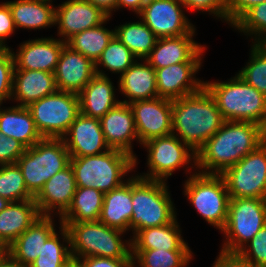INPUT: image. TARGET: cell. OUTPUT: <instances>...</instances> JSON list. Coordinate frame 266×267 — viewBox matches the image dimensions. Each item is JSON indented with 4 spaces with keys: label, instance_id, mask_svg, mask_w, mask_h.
I'll return each instance as SVG.
<instances>
[{
    "label": "cell",
    "instance_id": "cell-1",
    "mask_svg": "<svg viewBox=\"0 0 266 267\" xmlns=\"http://www.w3.org/2000/svg\"><path fill=\"white\" fill-rule=\"evenodd\" d=\"M266 140V130L248 121H225L196 152L200 173L222 174ZM208 171V172H207Z\"/></svg>",
    "mask_w": 266,
    "mask_h": 267
},
{
    "label": "cell",
    "instance_id": "cell-2",
    "mask_svg": "<svg viewBox=\"0 0 266 267\" xmlns=\"http://www.w3.org/2000/svg\"><path fill=\"white\" fill-rule=\"evenodd\" d=\"M215 99L203 87L199 92L172 100V133L197 152L223 125Z\"/></svg>",
    "mask_w": 266,
    "mask_h": 267
},
{
    "label": "cell",
    "instance_id": "cell-3",
    "mask_svg": "<svg viewBox=\"0 0 266 267\" xmlns=\"http://www.w3.org/2000/svg\"><path fill=\"white\" fill-rule=\"evenodd\" d=\"M225 121H248L266 130V96L236 75L229 81L204 82Z\"/></svg>",
    "mask_w": 266,
    "mask_h": 267
},
{
    "label": "cell",
    "instance_id": "cell-4",
    "mask_svg": "<svg viewBox=\"0 0 266 267\" xmlns=\"http://www.w3.org/2000/svg\"><path fill=\"white\" fill-rule=\"evenodd\" d=\"M60 223L69 231L72 258L98 256L133 259L131 241L124 244L120 236L125 232L121 230L109 227L100 221Z\"/></svg>",
    "mask_w": 266,
    "mask_h": 267
},
{
    "label": "cell",
    "instance_id": "cell-5",
    "mask_svg": "<svg viewBox=\"0 0 266 267\" xmlns=\"http://www.w3.org/2000/svg\"><path fill=\"white\" fill-rule=\"evenodd\" d=\"M70 165L77 187L94 188L107 193L122 185L123 176L135 167V158L117 149L99 155L71 157Z\"/></svg>",
    "mask_w": 266,
    "mask_h": 267
},
{
    "label": "cell",
    "instance_id": "cell-6",
    "mask_svg": "<svg viewBox=\"0 0 266 267\" xmlns=\"http://www.w3.org/2000/svg\"><path fill=\"white\" fill-rule=\"evenodd\" d=\"M161 180H148L132 176V207L130 229L134 235L148 227H159L176 219L174 205Z\"/></svg>",
    "mask_w": 266,
    "mask_h": 267
},
{
    "label": "cell",
    "instance_id": "cell-7",
    "mask_svg": "<svg viewBox=\"0 0 266 267\" xmlns=\"http://www.w3.org/2000/svg\"><path fill=\"white\" fill-rule=\"evenodd\" d=\"M70 160L62 138H43L27 148L16 164L27 190L35 197L51 177L70 165Z\"/></svg>",
    "mask_w": 266,
    "mask_h": 267
},
{
    "label": "cell",
    "instance_id": "cell-8",
    "mask_svg": "<svg viewBox=\"0 0 266 267\" xmlns=\"http://www.w3.org/2000/svg\"><path fill=\"white\" fill-rule=\"evenodd\" d=\"M185 195L197 212L222 230L227 221L230 196L221 174L194 173L186 180Z\"/></svg>",
    "mask_w": 266,
    "mask_h": 267
},
{
    "label": "cell",
    "instance_id": "cell-9",
    "mask_svg": "<svg viewBox=\"0 0 266 267\" xmlns=\"http://www.w3.org/2000/svg\"><path fill=\"white\" fill-rule=\"evenodd\" d=\"M266 224V198H230L223 252L237 253ZM246 244V245H245Z\"/></svg>",
    "mask_w": 266,
    "mask_h": 267
},
{
    "label": "cell",
    "instance_id": "cell-10",
    "mask_svg": "<svg viewBox=\"0 0 266 267\" xmlns=\"http://www.w3.org/2000/svg\"><path fill=\"white\" fill-rule=\"evenodd\" d=\"M43 138H62L80 114L78 94L56 91L27 106Z\"/></svg>",
    "mask_w": 266,
    "mask_h": 267
},
{
    "label": "cell",
    "instance_id": "cell-11",
    "mask_svg": "<svg viewBox=\"0 0 266 267\" xmlns=\"http://www.w3.org/2000/svg\"><path fill=\"white\" fill-rule=\"evenodd\" d=\"M221 175L230 198H266V140Z\"/></svg>",
    "mask_w": 266,
    "mask_h": 267
},
{
    "label": "cell",
    "instance_id": "cell-12",
    "mask_svg": "<svg viewBox=\"0 0 266 267\" xmlns=\"http://www.w3.org/2000/svg\"><path fill=\"white\" fill-rule=\"evenodd\" d=\"M178 136L174 132L167 136L151 139L142 144L148 149L147 164L149 165L150 173H144V175L139 177L148 180L166 181L175 169L191 163L192 159L194 167L196 166V152L182 142Z\"/></svg>",
    "mask_w": 266,
    "mask_h": 267
},
{
    "label": "cell",
    "instance_id": "cell-13",
    "mask_svg": "<svg viewBox=\"0 0 266 267\" xmlns=\"http://www.w3.org/2000/svg\"><path fill=\"white\" fill-rule=\"evenodd\" d=\"M179 0H146L138 14L143 23L158 37H175L191 33L195 28Z\"/></svg>",
    "mask_w": 266,
    "mask_h": 267
},
{
    "label": "cell",
    "instance_id": "cell-14",
    "mask_svg": "<svg viewBox=\"0 0 266 267\" xmlns=\"http://www.w3.org/2000/svg\"><path fill=\"white\" fill-rule=\"evenodd\" d=\"M140 144L172 134V100L156 97L129 104Z\"/></svg>",
    "mask_w": 266,
    "mask_h": 267
},
{
    "label": "cell",
    "instance_id": "cell-15",
    "mask_svg": "<svg viewBox=\"0 0 266 267\" xmlns=\"http://www.w3.org/2000/svg\"><path fill=\"white\" fill-rule=\"evenodd\" d=\"M201 64L181 62L155 69L158 97L175 100L199 92L204 87V82L194 75Z\"/></svg>",
    "mask_w": 266,
    "mask_h": 267
},
{
    "label": "cell",
    "instance_id": "cell-16",
    "mask_svg": "<svg viewBox=\"0 0 266 267\" xmlns=\"http://www.w3.org/2000/svg\"><path fill=\"white\" fill-rule=\"evenodd\" d=\"M62 139L71 157L99 155L110 150L105 142L100 120L81 113Z\"/></svg>",
    "mask_w": 266,
    "mask_h": 267
},
{
    "label": "cell",
    "instance_id": "cell-17",
    "mask_svg": "<svg viewBox=\"0 0 266 267\" xmlns=\"http://www.w3.org/2000/svg\"><path fill=\"white\" fill-rule=\"evenodd\" d=\"M96 75L95 63L65 45L54 71L58 91L79 94Z\"/></svg>",
    "mask_w": 266,
    "mask_h": 267
},
{
    "label": "cell",
    "instance_id": "cell-18",
    "mask_svg": "<svg viewBox=\"0 0 266 267\" xmlns=\"http://www.w3.org/2000/svg\"><path fill=\"white\" fill-rule=\"evenodd\" d=\"M195 29L185 35L158 38L145 60L155 69L181 62H201L205 47L195 43Z\"/></svg>",
    "mask_w": 266,
    "mask_h": 267
},
{
    "label": "cell",
    "instance_id": "cell-19",
    "mask_svg": "<svg viewBox=\"0 0 266 267\" xmlns=\"http://www.w3.org/2000/svg\"><path fill=\"white\" fill-rule=\"evenodd\" d=\"M107 18L105 13L86 0H69L56 7L55 24L59 25L58 34L66 42L74 34L94 28Z\"/></svg>",
    "mask_w": 266,
    "mask_h": 267
},
{
    "label": "cell",
    "instance_id": "cell-20",
    "mask_svg": "<svg viewBox=\"0 0 266 267\" xmlns=\"http://www.w3.org/2000/svg\"><path fill=\"white\" fill-rule=\"evenodd\" d=\"M101 129L105 142L110 149H117L126 152L137 158L132 151L131 142L138 139L135 120L129 104L119 102L111 108L101 119Z\"/></svg>",
    "mask_w": 266,
    "mask_h": 267
},
{
    "label": "cell",
    "instance_id": "cell-21",
    "mask_svg": "<svg viewBox=\"0 0 266 267\" xmlns=\"http://www.w3.org/2000/svg\"><path fill=\"white\" fill-rule=\"evenodd\" d=\"M66 42L54 38H38L21 44L19 51L12 52L14 70H42L54 73Z\"/></svg>",
    "mask_w": 266,
    "mask_h": 267
},
{
    "label": "cell",
    "instance_id": "cell-22",
    "mask_svg": "<svg viewBox=\"0 0 266 267\" xmlns=\"http://www.w3.org/2000/svg\"><path fill=\"white\" fill-rule=\"evenodd\" d=\"M76 189L75 174L71 165L57 172L34 197L41 216H51V212L57 209L61 217L71 205Z\"/></svg>",
    "mask_w": 266,
    "mask_h": 267
},
{
    "label": "cell",
    "instance_id": "cell-23",
    "mask_svg": "<svg viewBox=\"0 0 266 267\" xmlns=\"http://www.w3.org/2000/svg\"><path fill=\"white\" fill-rule=\"evenodd\" d=\"M55 230L51 216H40L7 248V252L22 266L29 267Z\"/></svg>",
    "mask_w": 266,
    "mask_h": 267
},
{
    "label": "cell",
    "instance_id": "cell-24",
    "mask_svg": "<svg viewBox=\"0 0 266 267\" xmlns=\"http://www.w3.org/2000/svg\"><path fill=\"white\" fill-rule=\"evenodd\" d=\"M40 216L34 199L9 202L0 212V243L7 249Z\"/></svg>",
    "mask_w": 266,
    "mask_h": 267
},
{
    "label": "cell",
    "instance_id": "cell-25",
    "mask_svg": "<svg viewBox=\"0 0 266 267\" xmlns=\"http://www.w3.org/2000/svg\"><path fill=\"white\" fill-rule=\"evenodd\" d=\"M102 70L78 94L80 113L91 118L101 119L120 101L115 99L114 86Z\"/></svg>",
    "mask_w": 266,
    "mask_h": 267
},
{
    "label": "cell",
    "instance_id": "cell-26",
    "mask_svg": "<svg viewBox=\"0 0 266 267\" xmlns=\"http://www.w3.org/2000/svg\"><path fill=\"white\" fill-rule=\"evenodd\" d=\"M57 91L54 73L42 70H14L12 99L27 107Z\"/></svg>",
    "mask_w": 266,
    "mask_h": 267
},
{
    "label": "cell",
    "instance_id": "cell-27",
    "mask_svg": "<svg viewBox=\"0 0 266 267\" xmlns=\"http://www.w3.org/2000/svg\"><path fill=\"white\" fill-rule=\"evenodd\" d=\"M119 87L120 91L129 99V101H120L125 104L158 97L155 68L146 60L142 64L138 63L136 59V61L120 75Z\"/></svg>",
    "mask_w": 266,
    "mask_h": 267
},
{
    "label": "cell",
    "instance_id": "cell-28",
    "mask_svg": "<svg viewBox=\"0 0 266 267\" xmlns=\"http://www.w3.org/2000/svg\"><path fill=\"white\" fill-rule=\"evenodd\" d=\"M130 178L119 187L104 193L99 218L103 224L123 232L130 230V220L133 213L132 177Z\"/></svg>",
    "mask_w": 266,
    "mask_h": 267
},
{
    "label": "cell",
    "instance_id": "cell-29",
    "mask_svg": "<svg viewBox=\"0 0 266 267\" xmlns=\"http://www.w3.org/2000/svg\"><path fill=\"white\" fill-rule=\"evenodd\" d=\"M0 132L19 141L26 148L43 139L28 108L18 105L4 110L0 107Z\"/></svg>",
    "mask_w": 266,
    "mask_h": 267
},
{
    "label": "cell",
    "instance_id": "cell-30",
    "mask_svg": "<svg viewBox=\"0 0 266 267\" xmlns=\"http://www.w3.org/2000/svg\"><path fill=\"white\" fill-rule=\"evenodd\" d=\"M9 5L16 28L41 29L55 25L56 9L48 1L16 0Z\"/></svg>",
    "mask_w": 266,
    "mask_h": 267
},
{
    "label": "cell",
    "instance_id": "cell-31",
    "mask_svg": "<svg viewBox=\"0 0 266 267\" xmlns=\"http://www.w3.org/2000/svg\"><path fill=\"white\" fill-rule=\"evenodd\" d=\"M173 222L140 230L131 240L132 249L190 250L181 237L179 225Z\"/></svg>",
    "mask_w": 266,
    "mask_h": 267
},
{
    "label": "cell",
    "instance_id": "cell-32",
    "mask_svg": "<svg viewBox=\"0 0 266 267\" xmlns=\"http://www.w3.org/2000/svg\"><path fill=\"white\" fill-rule=\"evenodd\" d=\"M104 193L94 188L77 187L71 205L60 222L99 221Z\"/></svg>",
    "mask_w": 266,
    "mask_h": 267
},
{
    "label": "cell",
    "instance_id": "cell-33",
    "mask_svg": "<svg viewBox=\"0 0 266 267\" xmlns=\"http://www.w3.org/2000/svg\"><path fill=\"white\" fill-rule=\"evenodd\" d=\"M107 20H109V17L94 28L74 34L66 41V45L96 63L104 49L115 36V30L110 31L104 28L103 24Z\"/></svg>",
    "mask_w": 266,
    "mask_h": 267
},
{
    "label": "cell",
    "instance_id": "cell-34",
    "mask_svg": "<svg viewBox=\"0 0 266 267\" xmlns=\"http://www.w3.org/2000/svg\"><path fill=\"white\" fill-rule=\"evenodd\" d=\"M115 36L136 57L144 59L156 45L158 37L143 23V21L125 23L115 29Z\"/></svg>",
    "mask_w": 266,
    "mask_h": 267
},
{
    "label": "cell",
    "instance_id": "cell-35",
    "mask_svg": "<svg viewBox=\"0 0 266 267\" xmlns=\"http://www.w3.org/2000/svg\"><path fill=\"white\" fill-rule=\"evenodd\" d=\"M191 250L132 249L134 267H185L192 259Z\"/></svg>",
    "mask_w": 266,
    "mask_h": 267
},
{
    "label": "cell",
    "instance_id": "cell-36",
    "mask_svg": "<svg viewBox=\"0 0 266 267\" xmlns=\"http://www.w3.org/2000/svg\"><path fill=\"white\" fill-rule=\"evenodd\" d=\"M60 225L62 237L69 247L63 246L59 242L58 234L54 232L43 244L41 253L29 267H62L72 259L69 231L66 226L61 223Z\"/></svg>",
    "mask_w": 266,
    "mask_h": 267
},
{
    "label": "cell",
    "instance_id": "cell-37",
    "mask_svg": "<svg viewBox=\"0 0 266 267\" xmlns=\"http://www.w3.org/2000/svg\"><path fill=\"white\" fill-rule=\"evenodd\" d=\"M0 196L8 202L34 199L17 164L0 165Z\"/></svg>",
    "mask_w": 266,
    "mask_h": 267
},
{
    "label": "cell",
    "instance_id": "cell-38",
    "mask_svg": "<svg viewBox=\"0 0 266 267\" xmlns=\"http://www.w3.org/2000/svg\"><path fill=\"white\" fill-rule=\"evenodd\" d=\"M250 62L237 74L266 96V43H253Z\"/></svg>",
    "mask_w": 266,
    "mask_h": 267
},
{
    "label": "cell",
    "instance_id": "cell-39",
    "mask_svg": "<svg viewBox=\"0 0 266 267\" xmlns=\"http://www.w3.org/2000/svg\"><path fill=\"white\" fill-rule=\"evenodd\" d=\"M135 59L131 51L114 36L95 63V69L99 71L98 66L102 65L113 73L123 74Z\"/></svg>",
    "mask_w": 266,
    "mask_h": 267
},
{
    "label": "cell",
    "instance_id": "cell-40",
    "mask_svg": "<svg viewBox=\"0 0 266 267\" xmlns=\"http://www.w3.org/2000/svg\"><path fill=\"white\" fill-rule=\"evenodd\" d=\"M232 26L248 35L255 34L256 43H266V1L248 9Z\"/></svg>",
    "mask_w": 266,
    "mask_h": 267
},
{
    "label": "cell",
    "instance_id": "cell-41",
    "mask_svg": "<svg viewBox=\"0 0 266 267\" xmlns=\"http://www.w3.org/2000/svg\"><path fill=\"white\" fill-rule=\"evenodd\" d=\"M250 242V243H249ZM237 254L253 267H266V224Z\"/></svg>",
    "mask_w": 266,
    "mask_h": 267
},
{
    "label": "cell",
    "instance_id": "cell-42",
    "mask_svg": "<svg viewBox=\"0 0 266 267\" xmlns=\"http://www.w3.org/2000/svg\"><path fill=\"white\" fill-rule=\"evenodd\" d=\"M14 57L10 48H0V105L12 96Z\"/></svg>",
    "mask_w": 266,
    "mask_h": 267
},
{
    "label": "cell",
    "instance_id": "cell-43",
    "mask_svg": "<svg viewBox=\"0 0 266 267\" xmlns=\"http://www.w3.org/2000/svg\"><path fill=\"white\" fill-rule=\"evenodd\" d=\"M26 149L19 141L0 132V165L16 164Z\"/></svg>",
    "mask_w": 266,
    "mask_h": 267
},
{
    "label": "cell",
    "instance_id": "cell-44",
    "mask_svg": "<svg viewBox=\"0 0 266 267\" xmlns=\"http://www.w3.org/2000/svg\"><path fill=\"white\" fill-rule=\"evenodd\" d=\"M185 8L212 13L226 21V0H179Z\"/></svg>",
    "mask_w": 266,
    "mask_h": 267
},
{
    "label": "cell",
    "instance_id": "cell-45",
    "mask_svg": "<svg viewBox=\"0 0 266 267\" xmlns=\"http://www.w3.org/2000/svg\"><path fill=\"white\" fill-rule=\"evenodd\" d=\"M266 0H226V22L233 25L248 9Z\"/></svg>",
    "mask_w": 266,
    "mask_h": 267
},
{
    "label": "cell",
    "instance_id": "cell-46",
    "mask_svg": "<svg viewBox=\"0 0 266 267\" xmlns=\"http://www.w3.org/2000/svg\"><path fill=\"white\" fill-rule=\"evenodd\" d=\"M78 261L81 267H134L133 259H113L95 256L79 258Z\"/></svg>",
    "mask_w": 266,
    "mask_h": 267
},
{
    "label": "cell",
    "instance_id": "cell-47",
    "mask_svg": "<svg viewBox=\"0 0 266 267\" xmlns=\"http://www.w3.org/2000/svg\"><path fill=\"white\" fill-rule=\"evenodd\" d=\"M15 29L9 5L6 2L0 4V48H8L4 43L5 39L12 35Z\"/></svg>",
    "mask_w": 266,
    "mask_h": 267
},
{
    "label": "cell",
    "instance_id": "cell-48",
    "mask_svg": "<svg viewBox=\"0 0 266 267\" xmlns=\"http://www.w3.org/2000/svg\"><path fill=\"white\" fill-rule=\"evenodd\" d=\"M213 267H253L250 263L240 257L237 253H226L221 251Z\"/></svg>",
    "mask_w": 266,
    "mask_h": 267
},
{
    "label": "cell",
    "instance_id": "cell-49",
    "mask_svg": "<svg viewBox=\"0 0 266 267\" xmlns=\"http://www.w3.org/2000/svg\"><path fill=\"white\" fill-rule=\"evenodd\" d=\"M93 6L99 8L109 18L111 17V11L117 9V0H86Z\"/></svg>",
    "mask_w": 266,
    "mask_h": 267
},
{
    "label": "cell",
    "instance_id": "cell-50",
    "mask_svg": "<svg viewBox=\"0 0 266 267\" xmlns=\"http://www.w3.org/2000/svg\"><path fill=\"white\" fill-rule=\"evenodd\" d=\"M146 0H117V9L127 7L139 14L145 4Z\"/></svg>",
    "mask_w": 266,
    "mask_h": 267
},
{
    "label": "cell",
    "instance_id": "cell-51",
    "mask_svg": "<svg viewBox=\"0 0 266 267\" xmlns=\"http://www.w3.org/2000/svg\"><path fill=\"white\" fill-rule=\"evenodd\" d=\"M0 267H24L17 262L8 252L0 259Z\"/></svg>",
    "mask_w": 266,
    "mask_h": 267
},
{
    "label": "cell",
    "instance_id": "cell-52",
    "mask_svg": "<svg viewBox=\"0 0 266 267\" xmlns=\"http://www.w3.org/2000/svg\"><path fill=\"white\" fill-rule=\"evenodd\" d=\"M62 267H81L78 259L72 258L70 261H68L64 266Z\"/></svg>",
    "mask_w": 266,
    "mask_h": 267
},
{
    "label": "cell",
    "instance_id": "cell-53",
    "mask_svg": "<svg viewBox=\"0 0 266 267\" xmlns=\"http://www.w3.org/2000/svg\"><path fill=\"white\" fill-rule=\"evenodd\" d=\"M9 202L0 196V212L6 207Z\"/></svg>",
    "mask_w": 266,
    "mask_h": 267
},
{
    "label": "cell",
    "instance_id": "cell-54",
    "mask_svg": "<svg viewBox=\"0 0 266 267\" xmlns=\"http://www.w3.org/2000/svg\"><path fill=\"white\" fill-rule=\"evenodd\" d=\"M7 249L0 243V259L6 254Z\"/></svg>",
    "mask_w": 266,
    "mask_h": 267
}]
</instances>
